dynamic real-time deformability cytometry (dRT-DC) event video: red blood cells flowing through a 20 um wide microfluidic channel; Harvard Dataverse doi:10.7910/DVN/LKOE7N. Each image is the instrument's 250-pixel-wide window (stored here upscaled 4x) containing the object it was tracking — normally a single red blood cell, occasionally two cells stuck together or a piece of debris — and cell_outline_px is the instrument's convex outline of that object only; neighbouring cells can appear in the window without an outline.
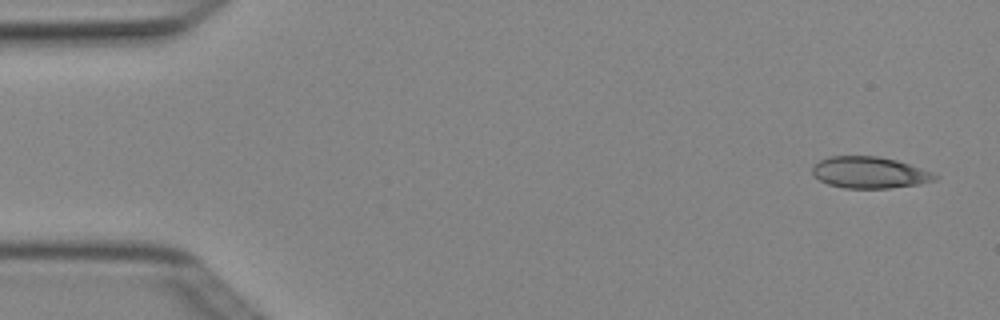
{"species": "Egyptian fruit bat (a non-hibernating species)", "species_latin": "Rousettus aegyptiacus", "temperature_condition": "cold", "stored_images_in_passage": 4, "camera_frame_rate_fps": 3000, "um_per_image_px": 0.085, "animal": {"sex": "female"}, "frame": {"image": 1, "passage_image": 1, "time_ms": 0.0, "image_size_px": [1000, 320], "cell_outline_px": [[940, 176], [936, 180], [920, 184], [888, 188], [844, 188], [828, 184], [820, 180], [812, 172], [812, 168], [820, 160], [828, 156], [876, 156], [896, 160], [932, 172]], "centroid_in_image_um": [73.93, 14.67], "position_along_channel_um": 11.1, "area_um2": 22.37}}
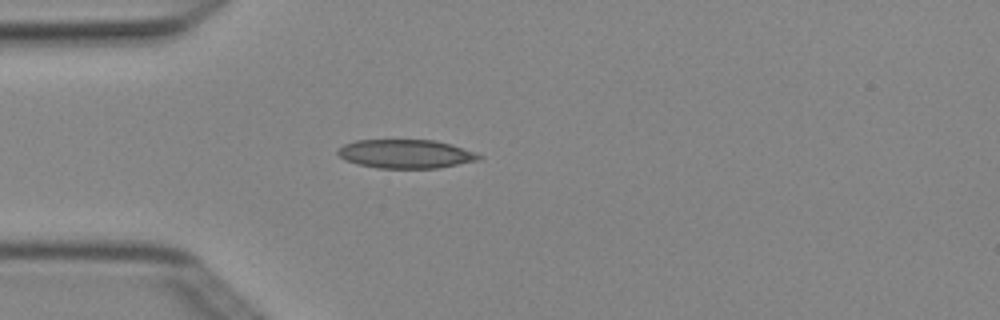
{"frame": {"image": 2, "passage_image": 4, "time_ms": 1.0, "image_size_px": [1000, 320], "cell_outline_px": [[484, 156], [480, 160], [440, 168], [376, 168], [344, 160], [336, 152], [344, 144], [356, 140], [436, 140], [452, 144], [476, 152]], "centroid_in_image_um": [34.54, 13.08], "position_along_channel_um": 50.5, "area_um2": 23.81}}